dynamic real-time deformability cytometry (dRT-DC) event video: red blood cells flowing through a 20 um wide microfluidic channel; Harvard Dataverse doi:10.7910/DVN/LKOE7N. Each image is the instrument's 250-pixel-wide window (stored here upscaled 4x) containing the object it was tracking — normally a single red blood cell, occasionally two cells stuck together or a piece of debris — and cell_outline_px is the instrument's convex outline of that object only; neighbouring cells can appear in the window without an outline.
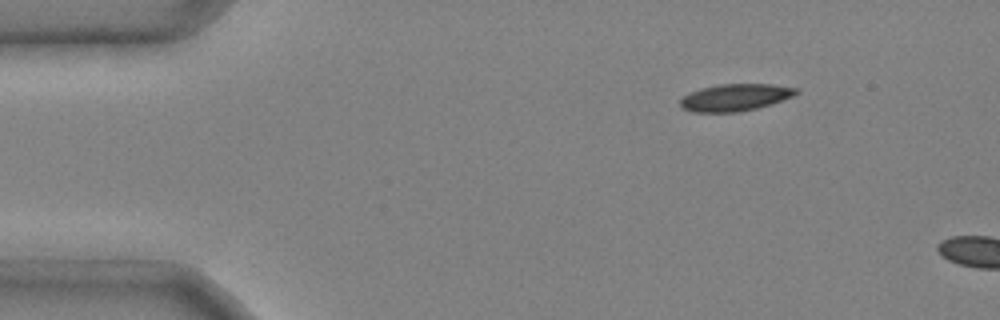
{"species": "common noctule bat (a hibernating species)", "species_latin": "Nyctalus noctula", "temperature_condition": "cold", "stored_images_in_passage": 4, "camera_frame_rate_fps": 3000, "um_per_image_px": 0.085, "animal": {"sex": "male", "body_mass_g": 20.4}, "frame": {"image": 1, "passage_image": 1, "time_ms": 0.0, "image_size_px": [1000, 320], "cell_outline_px": [[800, 92], [792, 96], [756, 108], [736, 112], [692, 112], [684, 108], [680, 104], [680, 100], [688, 92], [700, 88], [720, 84], [772, 84], [800, 88]], "centroid_in_image_um": [62.48, 8.26], "position_along_channel_um": 22.5, "area_um2": 18.15}}